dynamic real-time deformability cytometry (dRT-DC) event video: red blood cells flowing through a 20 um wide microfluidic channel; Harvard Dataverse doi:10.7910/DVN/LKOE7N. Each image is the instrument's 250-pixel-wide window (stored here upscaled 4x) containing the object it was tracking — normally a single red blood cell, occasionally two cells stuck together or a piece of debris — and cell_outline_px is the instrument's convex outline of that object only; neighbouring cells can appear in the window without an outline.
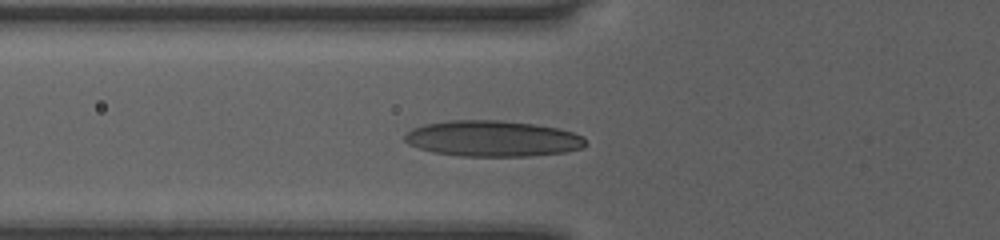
{"species": "human", "species_latin": "Homo sapiens", "temperature_condition": "room temperature", "stored_images_in_passage": 33, "camera_frame_rate_fps": 3000, "um_per_image_px": 0.085, "donor": {"sex": "female"}, "frame": {"image": 1, "passage_image": 2, "time_ms": 0.333, "image_size_px": [1000, 240], "cell_outline_px": [[588, 144], [580, 148], [564, 152], [528, 156], [460, 156], [432, 152], [408, 144], [404, 140], [404, 136], [412, 128], [424, 124], [448, 120], [504, 120], [536, 124], [560, 128], [584, 136]], "centroid_in_image_um": [41.88, 11.77], "position_along_channel_um": 83.9, "area_um2": 38.15}}
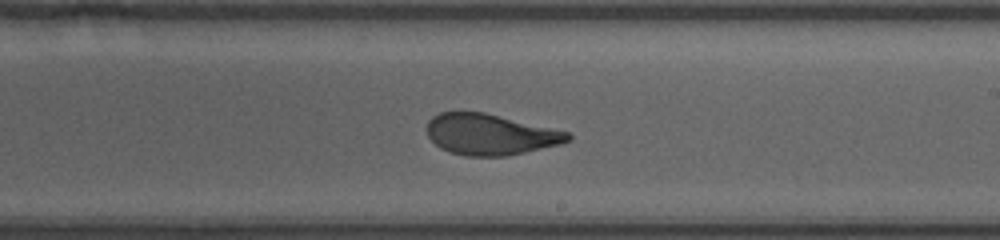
{"frame": {"image": 2, "passage_image": 14, "time_ms": 4.333, "image_size_px": [1000, 240], "cell_outline_px": [[572, 140], [560, 144], [524, 152], [504, 156], [468, 156], [452, 152], [440, 148], [428, 136], [428, 120], [432, 116], [440, 112], [484, 112], [568, 132], [572, 136]], "centroid_in_image_um": [41.66, 11.42], "position_along_channel_um": 247.3, "area_um2": 33.23}}
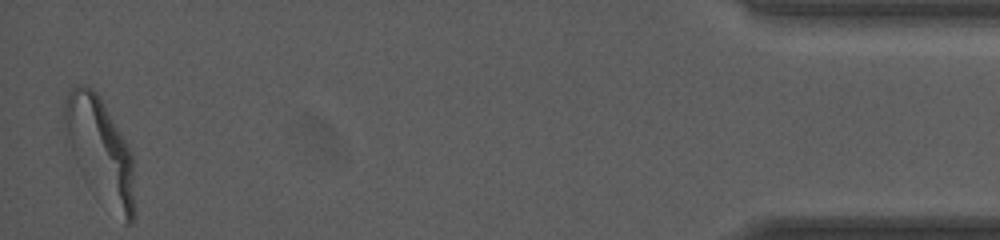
{"frame": {"image": 3, "passage_image": 33, "time_ms": 10.667, "image_size_px": [1000, 240], "cell_outline_px": [[132, 224], [124, 224], [76, 160], [72, 152], [64, 124], [64, 100], [68, 88], [80, 84], [84, 84], [92, 88], [100, 96], [124, 140], [132, 156]], "centroid_in_image_um": [8.48, 12.59], "position_along_channel_um": 426.7, "area_um2": 40.11}, "authors_computed_cell_mechanics": {"area_um2": 35.547, "velocity_mm_per_s": 4.0688, "shape_relaxation_time_tau1_ms": 4.7369, "shape_relaxation_time_tau2_ms": 0.8824, "deformation_change_tau1": 0.1852, "deformation_change_tau2": 0.0771}}